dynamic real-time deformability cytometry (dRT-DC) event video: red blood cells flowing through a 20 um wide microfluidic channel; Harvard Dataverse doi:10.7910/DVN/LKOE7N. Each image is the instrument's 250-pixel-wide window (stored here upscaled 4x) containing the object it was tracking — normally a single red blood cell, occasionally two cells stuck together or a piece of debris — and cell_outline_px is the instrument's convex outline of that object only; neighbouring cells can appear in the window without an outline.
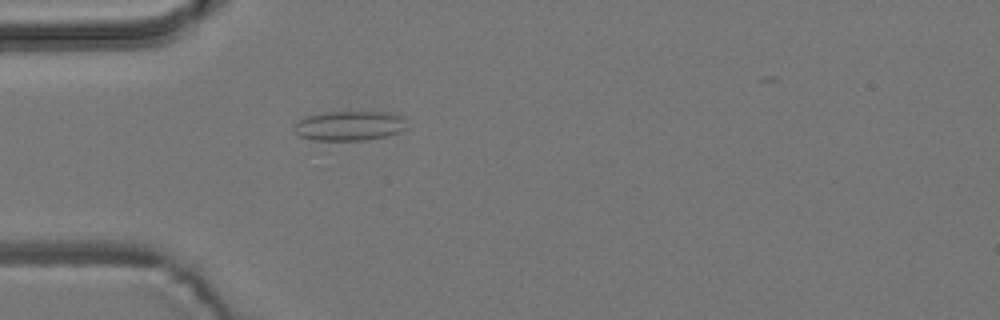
{"species": "common noctule bat (a hibernating species)", "species_latin": "Nyctalus noctula", "temperature_condition": "room temperature", "stored_images_in_passage": 1, "camera_frame_rate_fps": 3000, "um_per_image_px": 0.085, "animal": {"sex": "male", "body_mass_g": 19.2, "forearm_length_mm": 51.8}, "frame": {"image": 1, "passage_image": 1, "time_ms": 0.0, "image_size_px": [1000, 320], "cell_outline_px": [[404, 128], [400, 132], [384, 136], [364, 140], [316, 140], [300, 136], [296, 132], [296, 124], [300, 120], [308, 116], [320, 112], [388, 112], [404, 116]], "centroid_in_image_um": [29.72, 10.68], "position_along_channel_um": 55.3, "area_um2": 19.13}}